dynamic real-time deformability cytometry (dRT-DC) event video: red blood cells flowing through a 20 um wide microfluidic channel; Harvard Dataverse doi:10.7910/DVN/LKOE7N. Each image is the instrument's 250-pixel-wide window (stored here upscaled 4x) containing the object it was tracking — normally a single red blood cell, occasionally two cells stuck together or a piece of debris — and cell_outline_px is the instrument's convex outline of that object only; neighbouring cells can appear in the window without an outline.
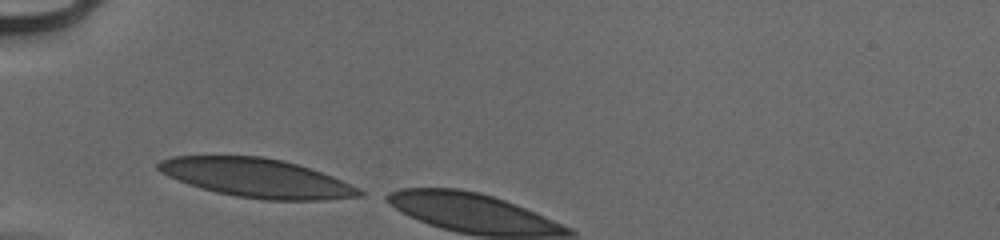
{"species": "human", "species_latin": "Homo sapiens", "temperature_condition": "cold", "stored_images_in_passage": 3, "camera_frame_rate_fps": 3000, "um_per_image_px": 0.085, "donor": {"sex": "male"}, "frame": {"image": 1, "passage_image": 1, "time_ms": 0.0, "image_size_px": [1000, 240], "cell_outline_px": [[364, 196], [328, 200], [264, 200], [236, 196], [216, 192], [200, 188], [188, 184], [168, 176], [156, 168], [156, 164], [160, 160], [172, 156], [264, 156], [284, 160], [332, 176], [360, 188], [364, 192]], "centroid_in_image_um": [21.83, 15.13], "position_along_channel_um": 63.2, "area_um2": 45.6}}